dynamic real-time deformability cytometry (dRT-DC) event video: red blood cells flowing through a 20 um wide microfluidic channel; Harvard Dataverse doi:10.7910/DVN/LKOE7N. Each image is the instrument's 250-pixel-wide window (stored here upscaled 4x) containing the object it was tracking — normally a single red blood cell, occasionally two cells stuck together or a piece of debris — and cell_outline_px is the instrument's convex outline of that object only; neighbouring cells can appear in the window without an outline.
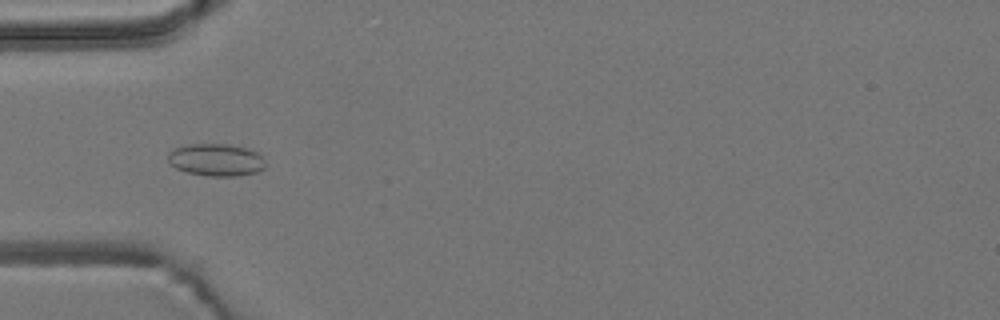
{"species": "common noctule bat (a hibernating species)", "species_latin": "Nyctalus noctula", "temperature_condition": "room temperature", "stored_images_in_passage": 53, "camera_frame_rate_fps": 3000, "um_per_image_px": 0.085, "animal": {"sex": "male", "body_mass_g": 19.2, "forearm_length_mm": 51.8}, "frame": {"image": 1, "passage_image": 17, "time_ms": 5.333, "image_size_px": [1000, 320], "cell_outline_px": [[264, 168], [256, 172], [236, 176], [208, 176], [188, 172], [176, 168], [168, 160], [168, 152], [172, 148], [188, 144], [228, 144], [244, 148], [256, 152], [264, 160]], "centroid_in_image_um": [18.33, 13.58], "position_along_channel_um": 66.7, "area_um2": 18.21}}
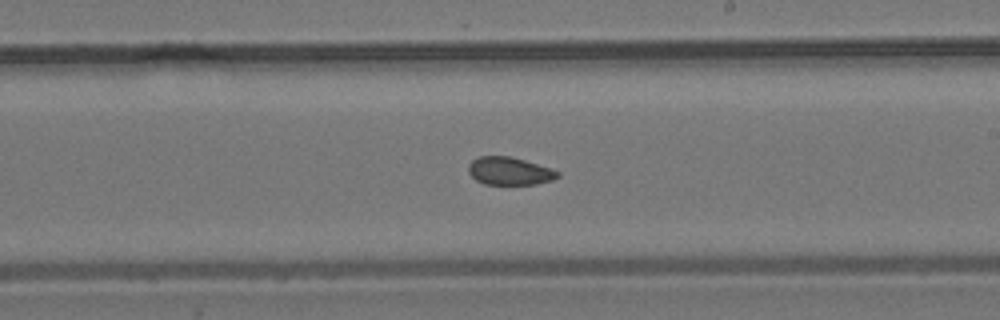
{"frame": {"image": 2, "passage_image": 31, "time_ms": 10.0, "image_size_px": [1000, 320], "cell_outline_px": [[560, 176], [552, 180], [536, 184], [484, 184], [476, 180], [468, 172], [468, 164], [472, 160], [480, 156], [508, 156], [524, 160], [552, 168], [560, 172]], "centroid_in_image_um": [43.31, 14.54], "position_along_channel_um": 245.7, "area_um2": 14.51}}
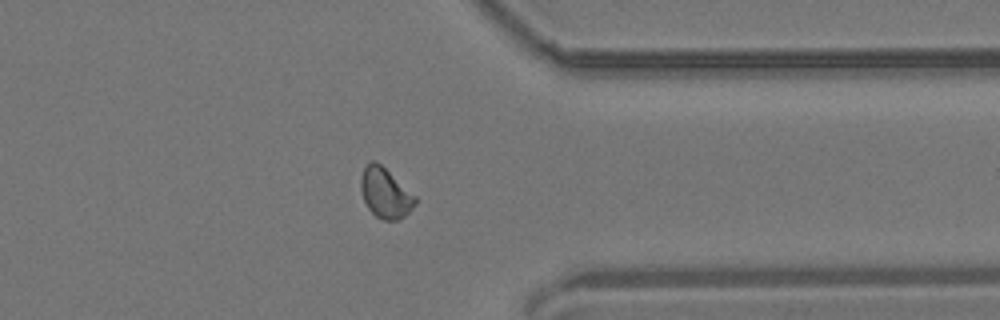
{"frame": {"image": 3, "passage_image": 42, "time_ms": 13.667, "image_size_px": [1000, 320], "cell_outline_px": [[416, 204], [400, 220], [384, 220], [376, 216], [368, 208], [364, 200], [360, 188], [360, 180], [364, 168], [372, 160], [376, 160], [416, 196]], "centroid_in_image_um": [32.75, 16.41], "position_along_channel_um": 378.7, "area_um2": 15.72}, "authors_computed_cell_mechanics": {"area_um2": 15.3748, "velocity_mm_per_s": 3.8365, "shape_relaxation_time_tau1_ms": null, "shape_relaxation_time_tau2_ms": 3.3366, "deformation_change_tau1": null, "deformation_change_tau2": 0.0644}}